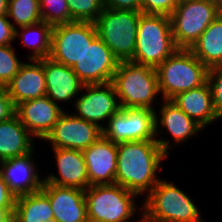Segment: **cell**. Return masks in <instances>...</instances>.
<instances>
[{"mask_svg":"<svg viewBox=\"0 0 222 222\" xmlns=\"http://www.w3.org/2000/svg\"><path fill=\"white\" fill-rule=\"evenodd\" d=\"M158 141H131L117 143L115 184L135 192L139 197L147 195L161 180L157 171L168 158L171 146L168 139Z\"/></svg>","mask_w":222,"mask_h":222,"instance_id":"1","label":"cell"},{"mask_svg":"<svg viewBox=\"0 0 222 222\" xmlns=\"http://www.w3.org/2000/svg\"><path fill=\"white\" fill-rule=\"evenodd\" d=\"M176 186L161 179L144 195L142 222H205L195 202Z\"/></svg>","mask_w":222,"mask_h":222,"instance_id":"2","label":"cell"},{"mask_svg":"<svg viewBox=\"0 0 222 222\" xmlns=\"http://www.w3.org/2000/svg\"><path fill=\"white\" fill-rule=\"evenodd\" d=\"M121 108H148L153 111L159 93L156 69L131 61L118 62L111 81Z\"/></svg>","mask_w":222,"mask_h":222,"instance_id":"3","label":"cell"},{"mask_svg":"<svg viewBox=\"0 0 222 222\" xmlns=\"http://www.w3.org/2000/svg\"><path fill=\"white\" fill-rule=\"evenodd\" d=\"M156 72L161 99H171L180 92L205 84L208 68L189 49H177Z\"/></svg>","mask_w":222,"mask_h":222,"instance_id":"4","label":"cell"},{"mask_svg":"<svg viewBox=\"0 0 222 222\" xmlns=\"http://www.w3.org/2000/svg\"><path fill=\"white\" fill-rule=\"evenodd\" d=\"M177 49L169 16L144 13L140 15L135 52L131 62L156 69Z\"/></svg>","mask_w":222,"mask_h":222,"instance_id":"5","label":"cell"},{"mask_svg":"<svg viewBox=\"0 0 222 222\" xmlns=\"http://www.w3.org/2000/svg\"><path fill=\"white\" fill-rule=\"evenodd\" d=\"M135 197H138L135 192L115 183L89 186L85 190L88 221L130 222L138 213ZM136 222H142V218Z\"/></svg>","mask_w":222,"mask_h":222,"instance_id":"6","label":"cell"},{"mask_svg":"<svg viewBox=\"0 0 222 222\" xmlns=\"http://www.w3.org/2000/svg\"><path fill=\"white\" fill-rule=\"evenodd\" d=\"M141 14L142 11L104 8L94 22L98 37L119 62L131 61L134 57Z\"/></svg>","mask_w":222,"mask_h":222,"instance_id":"7","label":"cell"},{"mask_svg":"<svg viewBox=\"0 0 222 222\" xmlns=\"http://www.w3.org/2000/svg\"><path fill=\"white\" fill-rule=\"evenodd\" d=\"M221 13L215 0H180L170 16L176 47L190 49Z\"/></svg>","mask_w":222,"mask_h":222,"instance_id":"8","label":"cell"},{"mask_svg":"<svg viewBox=\"0 0 222 222\" xmlns=\"http://www.w3.org/2000/svg\"><path fill=\"white\" fill-rule=\"evenodd\" d=\"M97 36L94 22L74 21L55 25L52 28L49 58L57 63L73 67Z\"/></svg>","mask_w":222,"mask_h":222,"instance_id":"9","label":"cell"},{"mask_svg":"<svg viewBox=\"0 0 222 222\" xmlns=\"http://www.w3.org/2000/svg\"><path fill=\"white\" fill-rule=\"evenodd\" d=\"M155 112L148 108H121L107 122L103 136L113 143L158 141L155 135Z\"/></svg>","mask_w":222,"mask_h":222,"instance_id":"10","label":"cell"},{"mask_svg":"<svg viewBox=\"0 0 222 222\" xmlns=\"http://www.w3.org/2000/svg\"><path fill=\"white\" fill-rule=\"evenodd\" d=\"M101 136H103L101 127L76 117L73 112L64 111L43 140L49 141L52 148L83 151Z\"/></svg>","mask_w":222,"mask_h":222,"instance_id":"11","label":"cell"},{"mask_svg":"<svg viewBox=\"0 0 222 222\" xmlns=\"http://www.w3.org/2000/svg\"><path fill=\"white\" fill-rule=\"evenodd\" d=\"M83 89L86 90L85 93ZM81 91L80 97L73 102L76 110L75 116L103 129L104 126L100 122L109 121L121 109L113 84L111 82L88 84L84 85Z\"/></svg>","mask_w":222,"mask_h":222,"instance_id":"12","label":"cell"},{"mask_svg":"<svg viewBox=\"0 0 222 222\" xmlns=\"http://www.w3.org/2000/svg\"><path fill=\"white\" fill-rule=\"evenodd\" d=\"M118 62L112 51L97 36L72 69L84 85L103 84L112 81Z\"/></svg>","mask_w":222,"mask_h":222,"instance_id":"13","label":"cell"},{"mask_svg":"<svg viewBox=\"0 0 222 222\" xmlns=\"http://www.w3.org/2000/svg\"><path fill=\"white\" fill-rule=\"evenodd\" d=\"M34 149L21 156L0 161V172L9 190L16 196L40 191L44 178L37 170L32 157Z\"/></svg>","mask_w":222,"mask_h":222,"instance_id":"14","label":"cell"},{"mask_svg":"<svg viewBox=\"0 0 222 222\" xmlns=\"http://www.w3.org/2000/svg\"><path fill=\"white\" fill-rule=\"evenodd\" d=\"M58 105L47 96H43L21 102L16 106L15 114L34 138L43 140L64 112Z\"/></svg>","mask_w":222,"mask_h":222,"instance_id":"15","label":"cell"},{"mask_svg":"<svg viewBox=\"0 0 222 222\" xmlns=\"http://www.w3.org/2000/svg\"><path fill=\"white\" fill-rule=\"evenodd\" d=\"M49 199L54 220L58 222H89L85 190L44 182L41 189Z\"/></svg>","mask_w":222,"mask_h":222,"instance_id":"16","label":"cell"},{"mask_svg":"<svg viewBox=\"0 0 222 222\" xmlns=\"http://www.w3.org/2000/svg\"><path fill=\"white\" fill-rule=\"evenodd\" d=\"M82 152L87 167L89 186L115 183L117 143L101 136Z\"/></svg>","mask_w":222,"mask_h":222,"instance_id":"17","label":"cell"},{"mask_svg":"<svg viewBox=\"0 0 222 222\" xmlns=\"http://www.w3.org/2000/svg\"><path fill=\"white\" fill-rule=\"evenodd\" d=\"M52 149L60 177L51 173L44 177V182L86 190L89 187V178L83 152L65 148Z\"/></svg>","mask_w":222,"mask_h":222,"instance_id":"18","label":"cell"},{"mask_svg":"<svg viewBox=\"0 0 222 222\" xmlns=\"http://www.w3.org/2000/svg\"><path fill=\"white\" fill-rule=\"evenodd\" d=\"M6 89L15 107L21 102L46 96L43 59L24 62Z\"/></svg>","mask_w":222,"mask_h":222,"instance_id":"19","label":"cell"},{"mask_svg":"<svg viewBox=\"0 0 222 222\" xmlns=\"http://www.w3.org/2000/svg\"><path fill=\"white\" fill-rule=\"evenodd\" d=\"M43 69L48 98L56 104L77 99L84 84L74 73L72 67L57 63L50 58H44Z\"/></svg>","mask_w":222,"mask_h":222,"instance_id":"20","label":"cell"},{"mask_svg":"<svg viewBox=\"0 0 222 222\" xmlns=\"http://www.w3.org/2000/svg\"><path fill=\"white\" fill-rule=\"evenodd\" d=\"M170 100L203 129L219 120L214 110L212 91L208 82L198 88L180 92Z\"/></svg>","mask_w":222,"mask_h":222,"instance_id":"21","label":"cell"},{"mask_svg":"<svg viewBox=\"0 0 222 222\" xmlns=\"http://www.w3.org/2000/svg\"><path fill=\"white\" fill-rule=\"evenodd\" d=\"M162 101L164 104L161 105L159 111L160 119L155 112V135L158 136L162 131L161 129L165 128L176 142L174 145H178L189 140L190 137L192 138L193 135L198 134L203 129L170 99H163Z\"/></svg>","mask_w":222,"mask_h":222,"instance_id":"22","label":"cell"},{"mask_svg":"<svg viewBox=\"0 0 222 222\" xmlns=\"http://www.w3.org/2000/svg\"><path fill=\"white\" fill-rule=\"evenodd\" d=\"M33 138L16 114L0 122V161L31 152L35 146Z\"/></svg>","mask_w":222,"mask_h":222,"instance_id":"23","label":"cell"},{"mask_svg":"<svg viewBox=\"0 0 222 222\" xmlns=\"http://www.w3.org/2000/svg\"><path fill=\"white\" fill-rule=\"evenodd\" d=\"M208 69L222 65V13L189 49Z\"/></svg>","mask_w":222,"mask_h":222,"instance_id":"24","label":"cell"},{"mask_svg":"<svg viewBox=\"0 0 222 222\" xmlns=\"http://www.w3.org/2000/svg\"><path fill=\"white\" fill-rule=\"evenodd\" d=\"M15 222H47L54 219L48 196L42 191L16 197Z\"/></svg>","mask_w":222,"mask_h":222,"instance_id":"25","label":"cell"},{"mask_svg":"<svg viewBox=\"0 0 222 222\" xmlns=\"http://www.w3.org/2000/svg\"><path fill=\"white\" fill-rule=\"evenodd\" d=\"M53 26L46 22L20 27L21 32L16 29L15 39H22V45L32 49L28 60H40L49 58L51 52V34ZM32 35V37H31Z\"/></svg>","mask_w":222,"mask_h":222,"instance_id":"26","label":"cell"},{"mask_svg":"<svg viewBox=\"0 0 222 222\" xmlns=\"http://www.w3.org/2000/svg\"><path fill=\"white\" fill-rule=\"evenodd\" d=\"M7 16L15 29L38 23L42 21L40 0H8Z\"/></svg>","mask_w":222,"mask_h":222,"instance_id":"27","label":"cell"},{"mask_svg":"<svg viewBox=\"0 0 222 222\" xmlns=\"http://www.w3.org/2000/svg\"><path fill=\"white\" fill-rule=\"evenodd\" d=\"M71 22H95L104 9L102 0H67Z\"/></svg>","mask_w":222,"mask_h":222,"instance_id":"28","label":"cell"},{"mask_svg":"<svg viewBox=\"0 0 222 222\" xmlns=\"http://www.w3.org/2000/svg\"><path fill=\"white\" fill-rule=\"evenodd\" d=\"M42 21L52 26L71 23L67 0H40Z\"/></svg>","mask_w":222,"mask_h":222,"instance_id":"29","label":"cell"},{"mask_svg":"<svg viewBox=\"0 0 222 222\" xmlns=\"http://www.w3.org/2000/svg\"><path fill=\"white\" fill-rule=\"evenodd\" d=\"M23 63L16 56L12 44L0 46V86L6 87Z\"/></svg>","mask_w":222,"mask_h":222,"instance_id":"30","label":"cell"},{"mask_svg":"<svg viewBox=\"0 0 222 222\" xmlns=\"http://www.w3.org/2000/svg\"><path fill=\"white\" fill-rule=\"evenodd\" d=\"M207 82L212 91L214 110L222 118V65L208 69Z\"/></svg>","mask_w":222,"mask_h":222,"instance_id":"31","label":"cell"},{"mask_svg":"<svg viewBox=\"0 0 222 222\" xmlns=\"http://www.w3.org/2000/svg\"><path fill=\"white\" fill-rule=\"evenodd\" d=\"M180 0H142V13L171 16Z\"/></svg>","mask_w":222,"mask_h":222,"instance_id":"32","label":"cell"},{"mask_svg":"<svg viewBox=\"0 0 222 222\" xmlns=\"http://www.w3.org/2000/svg\"><path fill=\"white\" fill-rule=\"evenodd\" d=\"M15 113L16 107L8 95L6 87L0 86V122L10 119Z\"/></svg>","mask_w":222,"mask_h":222,"instance_id":"33","label":"cell"},{"mask_svg":"<svg viewBox=\"0 0 222 222\" xmlns=\"http://www.w3.org/2000/svg\"><path fill=\"white\" fill-rule=\"evenodd\" d=\"M16 29L7 15H0V46L10 45L15 41Z\"/></svg>","mask_w":222,"mask_h":222,"instance_id":"34","label":"cell"},{"mask_svg":"<svg viewBox=\"0 0 222 222\" xmlns=\"http://www.w3.org/2000/svg\"><path fill=\"white\" fill-rule=\"evenodd\" d=\"M104 8L142 11V0H102Z\"/></svg>","mask_w":222,"mask_h":222,"instance_id":"35","label":"cell"},{"mask_svg":"<svg viewBox=\"0 0 222 222\" xmlns=\"http://www.w3.org/2000/svg\"><path fill=\"white\" fill-rule=\"evenodd\" d=\"M16 196L9 190L0 172V208H7L14 213Z\"/></svg>","mask_w":222,"mask_h":222,"instance_id":"36","label":"cell"},{"mask_svg":"<svg viewBox=\"0 0 222 222\" xmlns=\"http://www.w3.org/2000/svg\"><path fill=\"white\" fill-rule=\"evenodd\" d=\"M13 214L7 208H0V222H10Z\"/></svg>","mask_w":222,"mask_h":222,"instance_id":"37","label":"cell"},{"mask_svg":"<svg viewBox=\"0 0 222 222\" xmlns=\"http://www.w3.org/2000/svg\"><path fill=\"white\" fill-rule=\"evenodd\" d=\"M8 13V0H0V15H7Z\"/></svg>","mask_w":222,"mask_h":222,"instance_id":"38","label":"cell"},{"mask_svg":"<svg viewBox=\"0 0 222 222\" xmlns=\"http://www.w3.org/2000/svg\"><path fill=\"white\" fill-rule=\"evenodd\" d=\"M217 3H218V5L222 8V0H215Z\"/></svg>","mask_w":222,"mask_h":222,"instance_id":"39","label":"cell"},{"mask_svg":"<svg viewBox=\"0 0 222 222\" xmlns=\"http://www.w3.org/2000/svg\"><path fill=\"white\" fill-rule=\"evenodd\" d=\"M47 222H58V221H56V220H54V219H51V220H49V221H47Z\"/></svg>","mask_w":222,"mask_h":222,"instance_id":"40","label":"cell"}]
</instances>
